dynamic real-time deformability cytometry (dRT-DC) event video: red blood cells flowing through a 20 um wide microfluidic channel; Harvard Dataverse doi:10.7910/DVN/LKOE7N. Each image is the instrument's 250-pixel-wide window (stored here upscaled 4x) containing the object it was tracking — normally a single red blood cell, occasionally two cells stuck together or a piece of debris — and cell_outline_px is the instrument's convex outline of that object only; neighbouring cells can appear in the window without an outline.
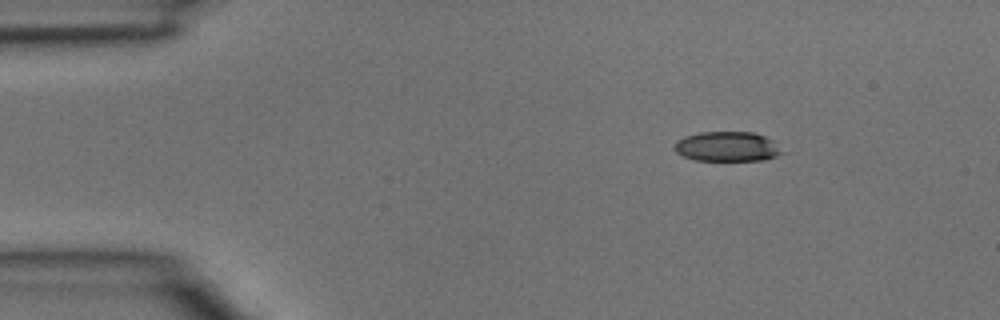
{"species": "common noctule bat (a hibernating species)", "species_latin": "Nyctalus noctula", "temperature_condition": "room temperature", "stored_images_in_passage": 3, "camera_frame_rate_fps": 3000, "um_per_image_px": 0.085, "animal": {"sex": "male", "body_mass_g": 15.6}, "frame": {"image": 1, "passage_image": 1, "time_ms": 0.0, "image_size_px": [1000, 320], "cell_outline_px": [[784, 152], [776, 156], [764, 160], [696, 160], [684, 156], [676, 152], [676, 140], [684, 136], [700, 132], [752, 132], [764, 136], [772, 140]], "centroid_in_image_um": [61.82, 12.45], "position_along_channel_um": 23.2, "area_um2": 18.5}}
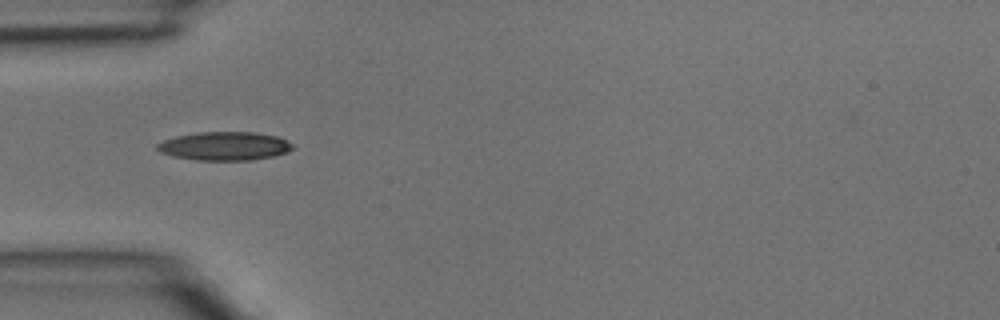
{"frame": {"image": 2, "passage_image": 3, "time_ms": 0.667, "image_size_px": [1000, 320], "cell_outline_px": [[296, 148], [288, 152], [272, 156], [252, 160], [196, 160], [172, 156], [160, 152], [156, 148], [156, 144], [164, 140], [176, 136], [196, 132], [252, 132], [276, 136], [288, 140], [296, 144]], "centroid_in_image_um": [19.13, 12.41], "position_along_channel_um": 65.9, "area_um2": 22.77}}